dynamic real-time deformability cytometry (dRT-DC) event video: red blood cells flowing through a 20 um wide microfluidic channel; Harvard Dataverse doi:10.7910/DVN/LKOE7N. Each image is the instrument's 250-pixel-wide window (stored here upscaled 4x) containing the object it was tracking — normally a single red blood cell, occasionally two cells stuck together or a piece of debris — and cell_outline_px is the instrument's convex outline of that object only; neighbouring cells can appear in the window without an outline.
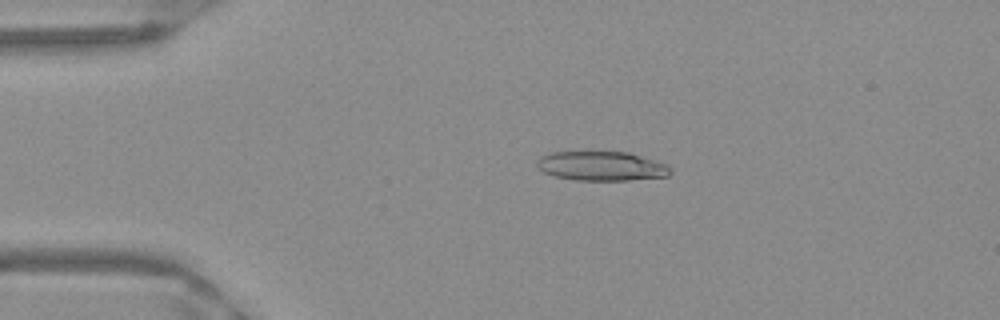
{"species": "Egyptian fruit bat (a non-hibernating species)", "species_latin": "Rousettus aegyptiacus", "temperature_condition": "warm", "stored_images_in_passage": 51, "camera_frame_rate_fps": 3000, "um_per_image_px": 0.085, "frame": {"image": 1, "passage_image": 11, "time_ms": 3.333, "image_size_px": [1000, 320], "cell_outline_px": [[672, 172], [668, 176], [628, 180], [576, 180], [556, 176], [544, 172], [536, 164], [536, 160], [540, 156], [552, 152], [588, 148], [628, 152], [664, 164], [672, 168]], "centroid_in_image_um": [51.06, 14.05], "position_along_channel_um": 33.9, "area_um2": 23.64}}
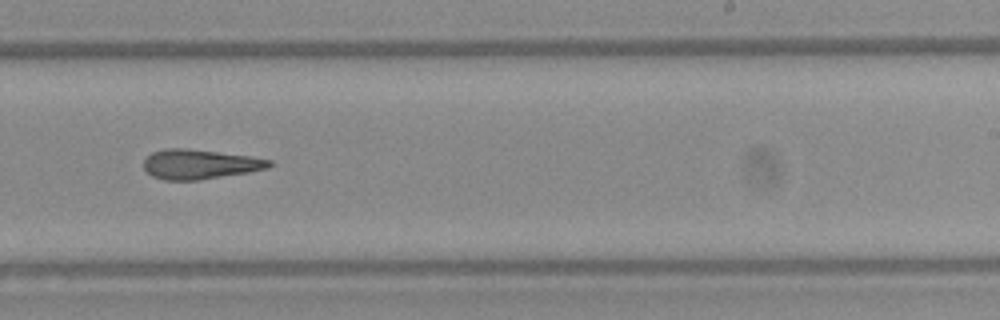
{"frame": {"image": 2, "passage_image": 32, "time_ms": 10.333, "image_size_px": [1000, 320], "cell_outline_px": [[272, 164], [268, 168], [248, 172], [200, 180], [164, 180], [152, 176], [144, 168], [144, 160], [152, 152], [164, 148], [184, 148], [252, 156], [272, 160]], "centroid_in_image_um": [16.98, 13.96], "position_along_channel_um": 272.0, "area_um2": 21.68}}
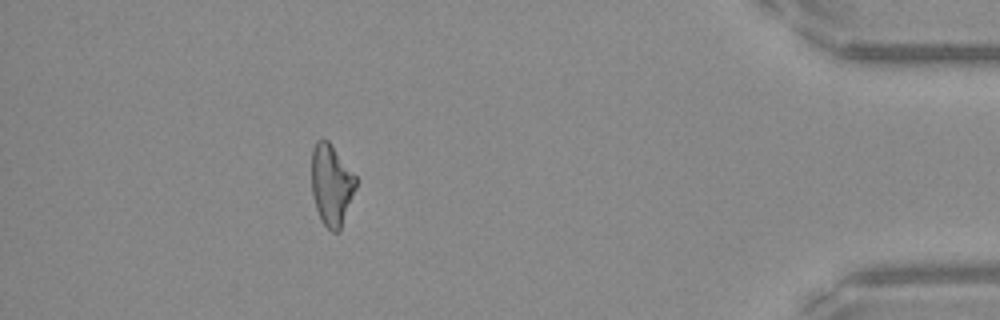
{"frame": {"image": 3, "passage_image": 46, "time_ms": 15.0, "image_size_px": [1000, 320], "cell_outline_px": [[356, 188], [340, 228], [336, 232], [332, 232], [320, 220], [312, 196], [312, 148], [316, 140], [328, 140], [356, 176]], "centroid_in_image_um": [28.15, 15.7], "position_along_channel_um": 407.0, "area_um2": 20.75}, "authors_computed_cell_mechanics": {"area_um2": 22.1952, "velocity_mm_per_s": 3.9889, "shape_relaxation_time_tau1_ms": 9.9068, "shape_relaxation_time_tau2_ms": 5.2437, "deformation_change_tau1": 0.2548, "deformation_change_tau2": 0.2049}}